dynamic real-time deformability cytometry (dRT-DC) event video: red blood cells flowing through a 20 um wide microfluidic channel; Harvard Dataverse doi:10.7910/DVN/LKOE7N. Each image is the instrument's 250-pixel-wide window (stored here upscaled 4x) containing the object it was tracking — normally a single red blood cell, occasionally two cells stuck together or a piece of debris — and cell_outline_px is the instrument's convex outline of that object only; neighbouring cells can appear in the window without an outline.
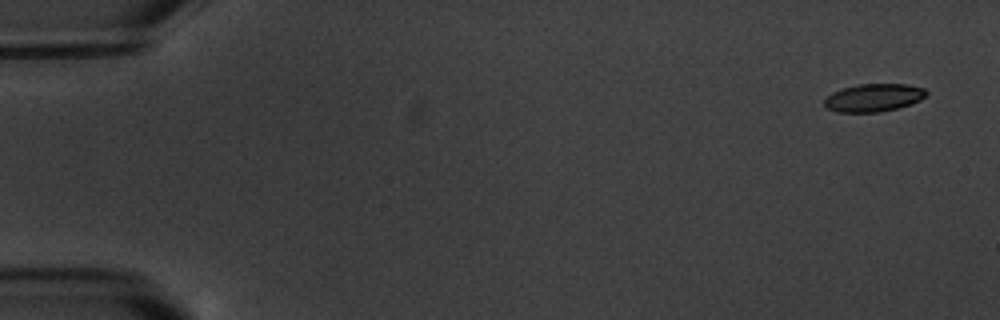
{"species": "common noctule bat (a hibernating species)", "species_latin": "Nyctalus noctula", "temperature_condition": "warm", "stored_images_in_passage": 17, "camera_frame_rate_fps": 3000, "um_per_image_px": 0.085, "animal": {"sex": "male", "body_mass_g": 20.1, "forearm_length_mm": 53.5}, "frame": {"image": 1, "passage_image": 1, "time_ms": 0.0, "image_size_px": [1000, 320], "cell_outline_px": [[928, 92], [920, 100], [896, 108], [880, 112], [836, 112], [828, 108], [824, 104], [824, 100], [832, 92], [844, 88], [860, 84], [908, 84], [924, 88]], "centroid_in_image_um": [74.25, 8.3], "position_along_channel_um": 10.7, "area_um2": 16.36}}
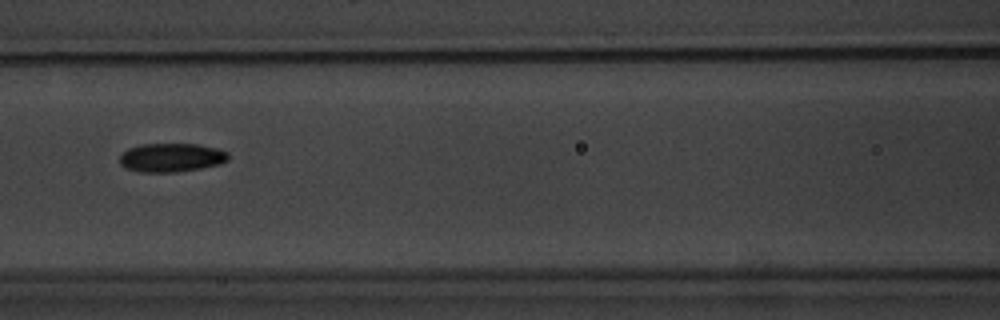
{"frame": {"image": 2, "passage_image": 8, "time_ms": 8.0, "image_size_px": [1000, 320], "cell_outline_px": [[228, 160], [220, 164], [200, 168], [176, 172], [140, 172], [124, 168], [120, 164], [120, 156], [128, 148], [140, 144], [200, 144], [216, 148], [228, 152]], "centroid_in_image_um": [14.55, 13.39], "position_along_channel_um": 152.0, "area_um2": 18.26}}
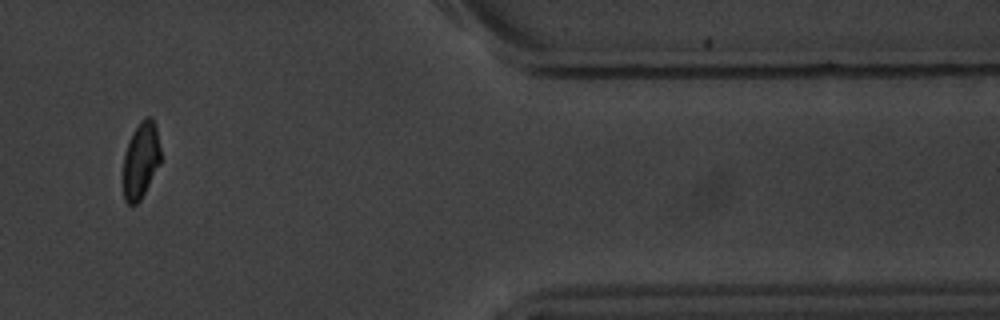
{"frame": {"image": 3, "passage_image": 15, "time_ms": 16.0, "image_size_px": [1000, 320], "cell_outline_px": [[160, 164], [140, 200], [136, 204], [128, 204], [124, 200], [120, 180], [124, 156], [132, 132], [140, 120], [144, 116], [152, 116], [156, 124], [160, 148]], "centroid_in_image_um": [11.93, 13.63], "position_along_channel_um": 399.5, "area_um2": 17.28}, "authors_computed_cell_mechanics": {"area_um2": 17.5134, "velocity_mm_per_s": 3.4975, "shape_relaxation_time_tau1_ms": 3.3699, "shape_relaxation_time_tau2_ms": 2.7182, "deformation_change_tau1": 0.0939, "deformation_change_tau2": 0.0525}}